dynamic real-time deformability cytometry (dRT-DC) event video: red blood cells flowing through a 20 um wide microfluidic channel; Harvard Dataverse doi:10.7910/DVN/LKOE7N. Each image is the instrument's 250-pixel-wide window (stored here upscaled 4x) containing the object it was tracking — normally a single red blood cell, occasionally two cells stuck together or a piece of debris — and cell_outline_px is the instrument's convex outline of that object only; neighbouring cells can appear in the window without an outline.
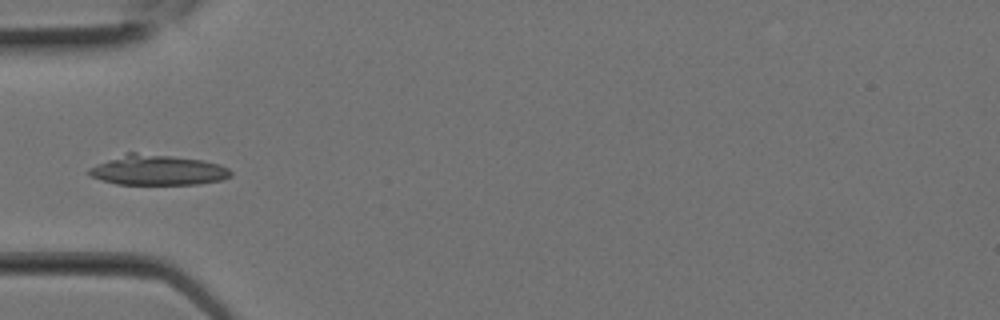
{"species": "Egyptian fruit bat (a non-hibernating species)", "species_latin": "Rousettus aegyptiacus", "temperature_condition": "room temperature", "stored_images_in_passage": 3, "camera_frame_rate_fps": 3000, "um_per_image_px": 0.085, "animal": {"sex": "female"}, "frame": {"image": 1, "passage_image": 3, "time_ms": 0.667, "image_size_px": [1000, 320], "cell_outline_px": [[232, 176], [220, 180], [196, 184], [116, 184], [92, 176], [88, 172], [88, 168], [128, 152], [136, 152], [172, 156], [204, 160], [220, 164], [228, 168], [232, 172]], "centroid_in_image_um": [13.44, 14.45], "position_along_channel_um": 71.6, "area_um2": 24.74}}